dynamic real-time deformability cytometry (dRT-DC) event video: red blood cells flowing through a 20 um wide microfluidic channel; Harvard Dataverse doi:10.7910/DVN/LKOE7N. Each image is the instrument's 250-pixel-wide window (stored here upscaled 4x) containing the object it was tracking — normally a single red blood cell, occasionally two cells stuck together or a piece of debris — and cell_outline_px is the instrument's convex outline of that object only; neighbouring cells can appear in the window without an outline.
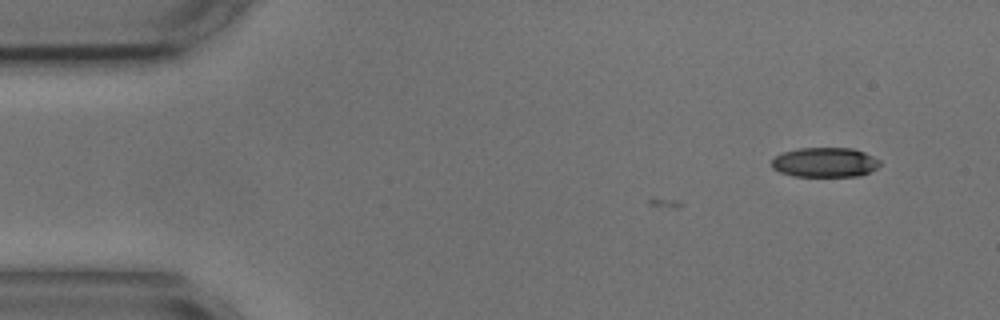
{"species": "common noctule bat (a hibernating species)", "species_latin": "Nyctalus noctula", "temperature_condition": "cold", "stored_images_in_passage": 6, "camera_frame_rate_fps": 3000, "um_per_image_px": 0.085, "animal": {"sex": "male", "body_mass_g": 17.9, "forearm_length_mm": 54.2}, "frame": {"image": 1, "passage_image": 6, "time_ms": 1.667, "image_size_px": [1000, 320], "cell_outline_px": [[880, 164], [876, 168], [860, 176], [792, 176], [780, 172], [772, 168], [772, 156], [780, 152], [800, 148], [852, 148], [864, 152], [880, 160]], "centroid_in_image_um": [70.07, 13.79], "position_along_channel_um": 14.9, "area_um2": 18.84}}